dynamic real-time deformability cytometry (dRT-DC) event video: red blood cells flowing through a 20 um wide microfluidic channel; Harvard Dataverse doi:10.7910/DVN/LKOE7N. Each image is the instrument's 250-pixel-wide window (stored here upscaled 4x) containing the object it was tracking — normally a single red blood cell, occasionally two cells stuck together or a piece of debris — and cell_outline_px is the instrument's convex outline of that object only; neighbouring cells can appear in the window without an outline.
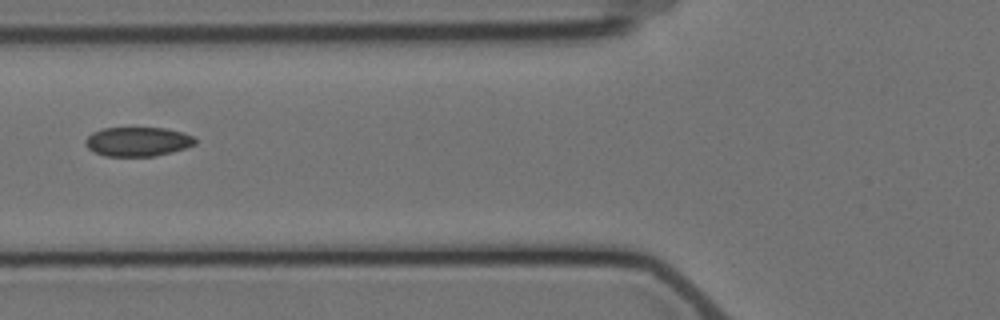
{"species": "Egyptian fruit bat (a non-hibernating species)", "species_latin": "Rousettus aegyptiacus", "temperature_condition": "cold", "stored_images_in_passage": 9, "camera_frame_rate_fps": 3000, "um_per_image_px": 0.085, "animal": {"sex": "female"}, "frame": {"image": 1, "passage_image": 4, "time_ms": 3.667, "image_size_px": [1000, 320], "cell_outline_px": [[196, 144], [172, 152], [156, 156], [104, 156], [88, 148], [84, 144], [84, 140], [92, 132], [104, 128], [164, 128], [184, 132], [192, 136], [196, 140]], "centroid_in_image_um": [11.7, 12.04], "position_along_channel_um": 114.1, "area_um2": 18.73}}
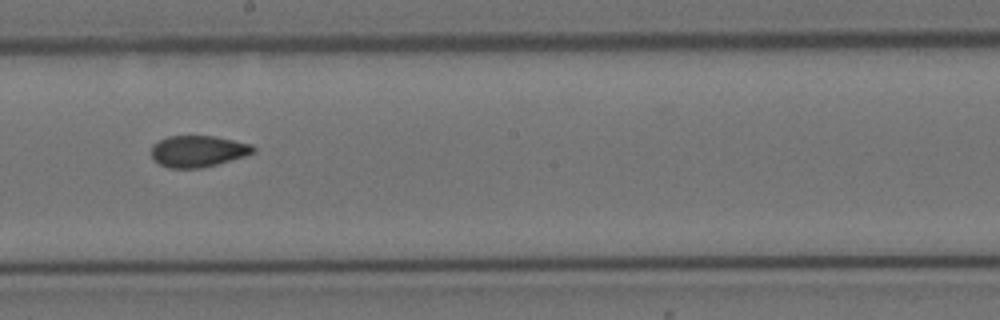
{"frame": {"image": 2, "passage_image": 7, "time_ms": 7.0, "image_size_px": [1000, 320], "cell_outline_px": [[256, 152], [244, 156], [216, 164], [200, 168], [168, 168], [152, 160], [152, 144], [168, 136], [216, 136], [252, 144], [256, 148]], "centroid_in_image_um": [16.83, 12.85], "position_along_channel_um": 231.4, "area_um2": 18.73}}
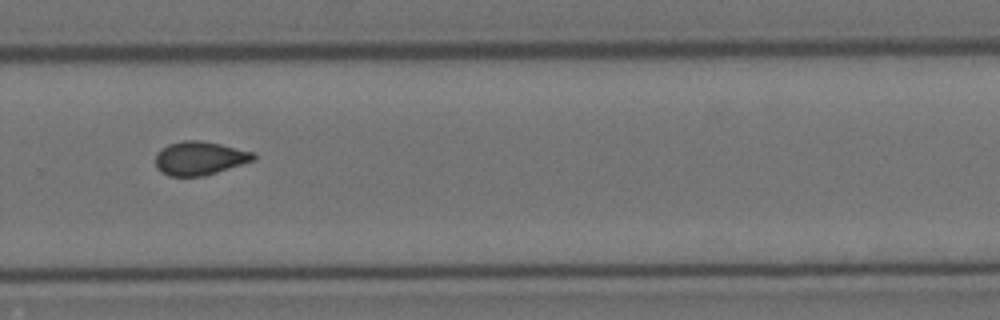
{"frame": {"image": 3, "passage_image": 9, "time_ms": 9.333, "image_size_px": [1000, 320], "cell_outline_px": [[256, 160], [204, 176], [168, 176], [160, 172], [156, 168], [156, 152], [168, 144], [184, 140], [200, 140], [220, 144], [256, 152]], "centroid_in_image_um": [16.98, 13.45], "position_along_channel_um": 312.8, "area_um2": 19.42}}